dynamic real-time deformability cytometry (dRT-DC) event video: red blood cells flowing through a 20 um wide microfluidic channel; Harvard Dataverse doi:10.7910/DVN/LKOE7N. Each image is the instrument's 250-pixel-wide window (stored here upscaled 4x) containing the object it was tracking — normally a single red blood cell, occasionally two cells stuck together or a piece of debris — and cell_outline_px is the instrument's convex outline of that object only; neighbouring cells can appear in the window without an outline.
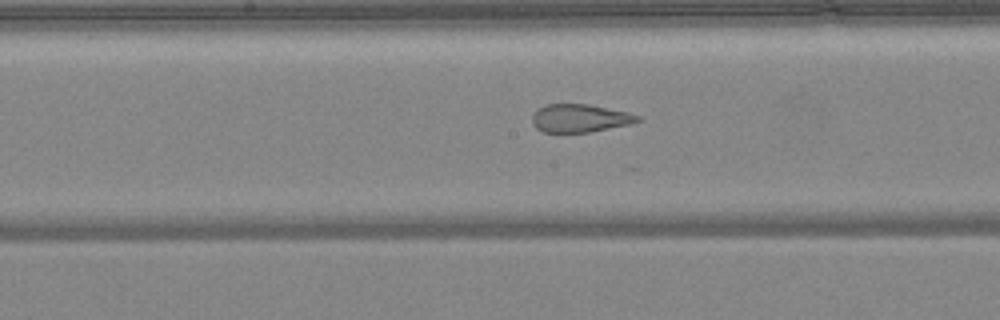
{"species": "common noctule bat (a hibernating species)", "species_latin": "Nyctalus noctula", "temperature_condition": "warm", "stored_images_in_passage": 31, "camera_frame_rate_fps": 3000, "um_per_image_px": 0.085, "animal": {"sex": "female", "body_mass_g": 24.6, "forearm_length_mm": 56.2}, "frame": {"image": 1, "passage_image": 17, "time_ms": 5.333, "image_size_px": [1000, 320], "cell_outline_px": [[644, 120], [632, 124], [588, 132], [544, 132], [536, 128], [532, 124], [532, 116], [544, 104], [588, 104], [628, 112], [640, 116]], "centroid_in_image_um": [49.33, 10.05], "position_along_channel_um": 198.9, "area_um2": 17.28}}
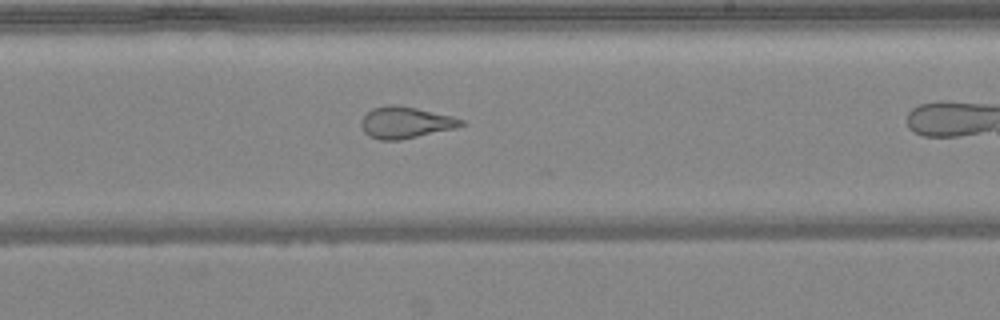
{"frame": {"image": 2, "passage_image": 21, "time_ms": 6.667, "image_size_px": [1000, 320], "cell_outline_px": [[468, 124], [456, 128], [400, 140], [380, 140], [368, 136], [364, 132], [360, 124], [360, 120], [372, 108], [388, 104], [392, 104], [416, 108], [452, 116], [464, 120]], "centroid_in_image_um": [34.47, 10.42], "position_along_channel_um": 254.5, "area_um2": 18.5}}